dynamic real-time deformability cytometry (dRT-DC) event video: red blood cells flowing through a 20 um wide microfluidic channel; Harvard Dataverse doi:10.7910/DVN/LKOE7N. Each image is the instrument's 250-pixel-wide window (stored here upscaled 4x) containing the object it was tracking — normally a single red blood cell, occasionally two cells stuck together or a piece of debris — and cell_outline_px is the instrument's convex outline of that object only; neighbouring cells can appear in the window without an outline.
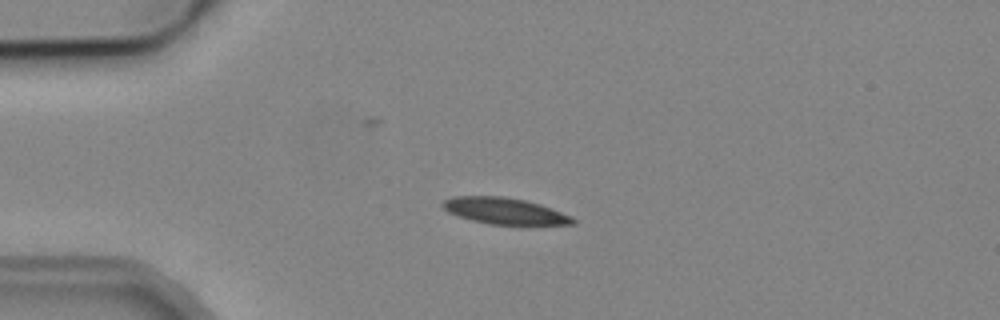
{"species": "common noctule bat (a hibernating species)", "species_latin": "Nyctalus noctula", "temperature_condition": "cold", "stored_images_in_passage": 5, "camera_frame_rate_fps": 3000, "um_per_image_px": 0.085, "animal": {"sex": "male", "body_mass_g": 19.2, "forearm_length_mm": 51.8}, "frame": {"image": 1, "passage_image": 2, "time_ms": 1.0, "image_size_px": [1000, 320], "cell_outline_px": [[576, 224], [488, 224], [472, 220], [448, 212], [440, 204], [444, 200], [452, 196], [504, 196], [524, 200], [540, 204], [572, 216], [576, 220]], "centroid_in_image_um": [42.88, 17.92], "position_along_channel_um": 42.1, "area_um2": 19.83}}
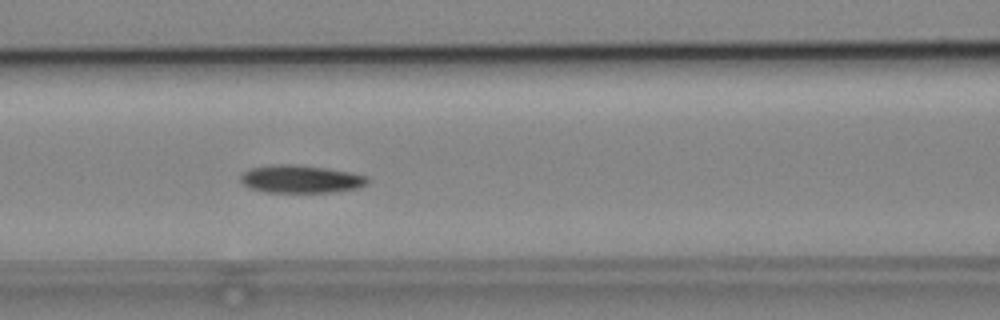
{"frame": {"image": 2, "passage_image": 5, "time_ms": 4.333, "image_size_px": [1000, 320], "cell_outline_px": [[368, 184], [356, 188], [332, 192], [264, 192], [248, 188], [240, 180], [240, 176], [244, 172], [252, 168], [272, 164], [288, 164], [324, 168], [348, 172], [364, 176], [368, 180]], "centroid_in_image_um": [25.5, 15.23], "position_along_channel_um": 141.1, "area_um2": 20.29}}